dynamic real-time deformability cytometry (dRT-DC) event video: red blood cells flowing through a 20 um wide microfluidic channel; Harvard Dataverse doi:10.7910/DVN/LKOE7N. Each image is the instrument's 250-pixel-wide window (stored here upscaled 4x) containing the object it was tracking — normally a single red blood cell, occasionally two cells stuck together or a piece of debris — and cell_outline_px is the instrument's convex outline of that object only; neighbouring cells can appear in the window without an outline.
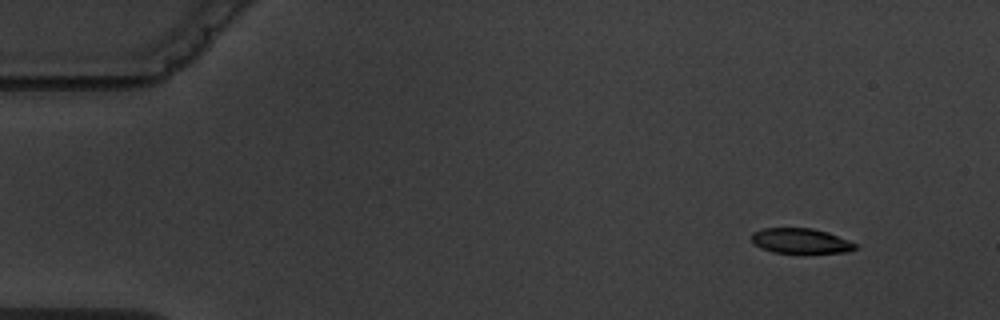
{"species": "common noctule bat (a hibernating species)", "species_latin": "Nyctalus noctula", "temperature_condition": "warm", "stored_images_in_passage": 4, "camera_frame_rate_fps": 3000, "um_per_image_px": 0.085, "animal": {"sex": "male", "body_mass_g": 19.5, "forearm_length_mm": 54.6}, "frame": {"image": 1, "passage_image": 1, "time_ms": 0.0, "image_size_px": [1000, 320], "cell_outline_px": [[860, 248], [848, 252], [804, 256], [772, 252], [760, 248], [752, 244], [752, 232], [764, 228], [812, 228], [828, 232], [848, 240], [856, 244]], "centroid_in_image_um": [68.09, 20.54], "position_along_channel_um": 16.9, "area_um2": 16.24}}
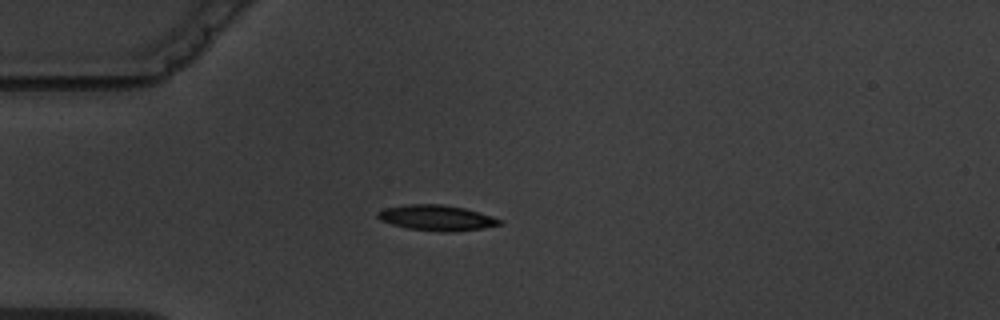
{"frame": {"image": 2, "passage_image": 4, "time_ms": 3.333, "image_size_px": [1000, 320], "cell_outline_px": [[504, 224], [484, 228], [452, 232], [444, 232], [408, 228], [392, 224], [380, 220], [376, 216], [376, 212], [384, 208], [404, 204], [444, 204], [464, 208], [492, 216], [504, 220]], "centroid_in_image_um": [37.13, 18.51], "position_along_channel_um": 47.9, "area_um2": 18.32}}